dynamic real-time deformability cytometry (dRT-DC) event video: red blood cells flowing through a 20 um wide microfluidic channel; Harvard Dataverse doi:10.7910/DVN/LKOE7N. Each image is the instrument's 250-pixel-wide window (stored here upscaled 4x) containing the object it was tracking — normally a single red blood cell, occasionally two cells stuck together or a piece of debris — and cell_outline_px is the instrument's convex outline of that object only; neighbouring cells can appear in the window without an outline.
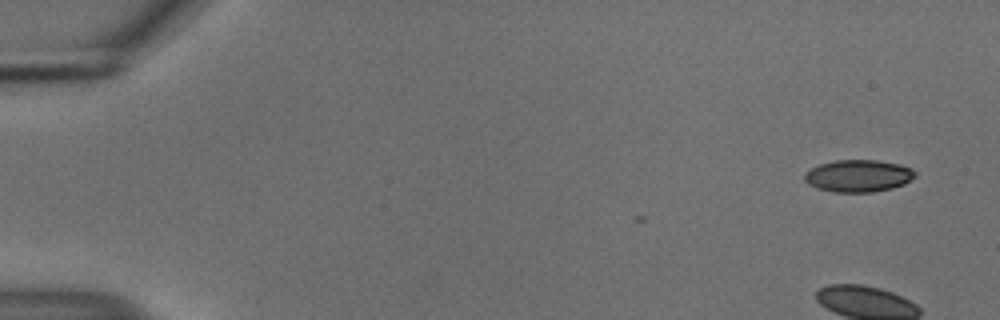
{"species": "common noctule bat (a hibernating species)", "species_latin": "Nyctalus noctula", "temperature_condition": "cold", "stored_images_in_passage": 2, "camera_frame_rate_fps": 3000, "um_per_image_px": 0.085, "animal": {"sex": "male", "body_mass_g": 18.8}, "frame": {"image": 1, "passage_image": 2, "time_ms": 0.333, "image_size_px": [1000, 320], "cell_outline_px": [[916, 176], [904, 184], [892, 188], [872, 192], [836, 192], [816, 188], [808, 184], [804, 180], [804, 172], [820, 164], [836, 160], [876, 160], [900, 164], [912, 168], [916, 172]], "centroid_in_image_um": [72.96, 14.94], "position_along_channel_um": 12.0, "area_um2": 20.81}}